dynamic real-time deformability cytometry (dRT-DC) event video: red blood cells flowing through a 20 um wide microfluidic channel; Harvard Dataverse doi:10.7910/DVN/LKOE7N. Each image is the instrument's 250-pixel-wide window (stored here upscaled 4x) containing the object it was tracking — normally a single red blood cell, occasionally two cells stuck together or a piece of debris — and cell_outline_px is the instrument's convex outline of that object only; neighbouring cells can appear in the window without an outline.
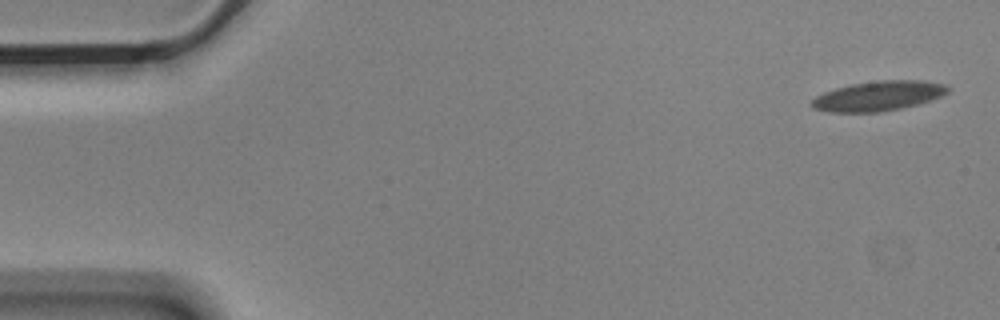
{"species": "Egyptian fruit bat (a non-hibernating species)", "species_latin": "Rousettus aegyptiacus", "temperature_condition": "cold", "stored_images_in_passage": 6, "camera_frame_rate_fps": 3000, "um_per_image_px": 0.085, "animal": {"sex": "male"}, "frame": {"image": 1, "passage_image": 1, "time_ms": 0.0, "image_size_px": [1000, 320], "cell_outline_px": [[952, 88], [948, 92], [932, 100], [920, 104], [884, 112], [828, 112], [812, 108], [808, 104], [816, 96], [824, 92], [836, 88], [852, 84], [880, 80], [920, 80], [944, 84]], "centroid_in_image_um": [74.66, 8.16], "position_along_channel_um": 10.3, "area_um2": 23.87}}
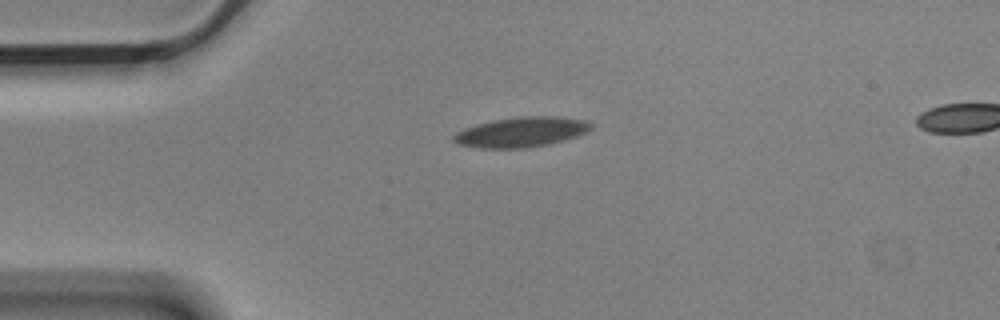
{"frame": {"image": 2, "passage_image": 4, "time_ms": 1.0, "image_size_px": [1000, 320], "cell_outline_px": [[592, 128], [588, 132], [564, 140], [548, 144], [528, 148], [480, 148], [456, 144], [452, 140], [452, 136], [456, 132], [464, 128], [476, 124], [492, 120], [516, 116], [560, 116], [584, 120], [592, 124]], "centroid_in_image_um": [44.28, 11.22], "position_along_channel_um": 40.7, "area_um2": 24.33}}
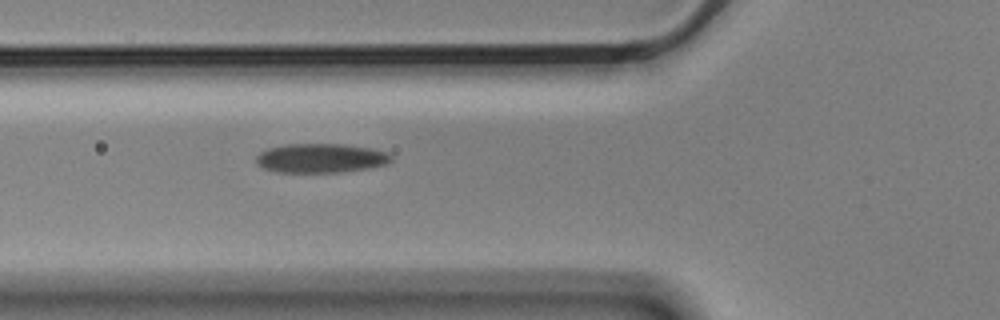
{"frame": {"image": 3, "passage_image": 6, "time_ms": 1.667, "image_size_px": [1000, 320], "cell_outline_px": [[392, 160], [388, 164], [368, 168], [340, 172], [276, 172], [264, 168], [256, 164], [256, 156], [260, 152], [268, 148], [284, 144], [344, 144], [372, 148], [388, 152], [392, 156]], "centroid_in_image_um": [27.28, 13.44], "position_along_channel_um": 98.5, "area_um2": 23.18}}